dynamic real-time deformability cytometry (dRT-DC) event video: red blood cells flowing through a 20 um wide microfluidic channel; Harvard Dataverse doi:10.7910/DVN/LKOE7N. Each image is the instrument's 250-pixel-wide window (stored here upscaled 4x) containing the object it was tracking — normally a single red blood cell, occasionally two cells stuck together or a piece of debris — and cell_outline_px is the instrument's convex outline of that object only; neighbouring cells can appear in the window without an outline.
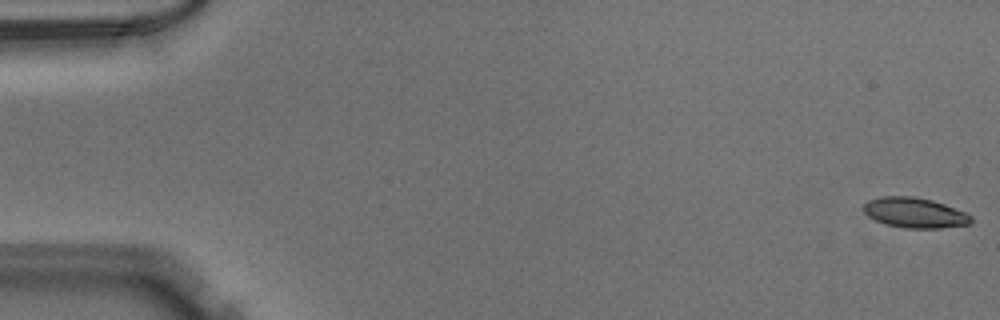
{"species": "Egyptian fruit bat (a non-hibernating species)", "species_latin": "Rousettus aegyptiacus", "temperature_condition": "warm", "stored_images_in_passage": 46, "camera_frame_rate_fps": 3000, "um_per_image_px": 0.085, "animal": {"sex": "male"}, "frame": {"image": 1, "passage_image": 1, "time_ms": 0.0, "image_size_px": [1000, 320], "cell_outline_px": [[972, 220], [968, 224], [940, 228], [904, 228], [884, 224], [868, 216], [864, 212], [864, 204], [868, 200], [880, 196], [912, 196], [932, 200], [944, 204], [964, 212], [972, 216]], "centroid_in_image_um": [77.72, 18.08], "position_along_channel_um": 7.3, "area_um2": 18.84}}
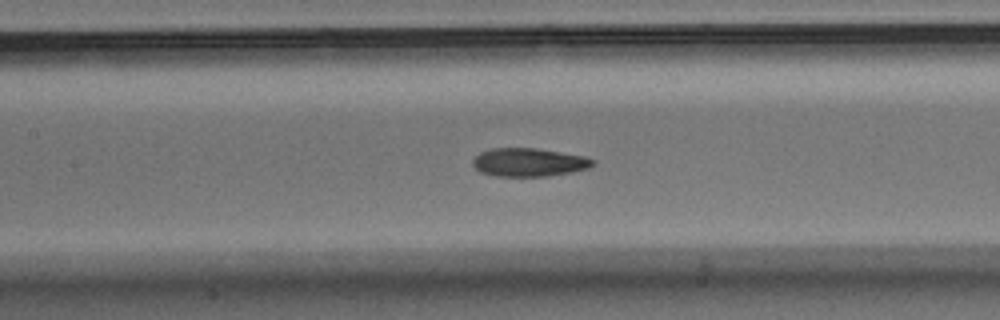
{"frame": {"image": 2, "passage_image": 24, "time_ms": 7.667, "image_size_px": [1000, 320], "cell_outline_px": [[596, 164], [588, 168], [572, 172], [548, 176], [496, 176], [480, 172], [472, 164], [472, 160], [480, 152], [492, 148], [536, 148], [584, 156], [596, 160]], "centroid_in_image_um": [44.97, 13.79], "position_along_channel_um": 162.4, "area_um2": 19.88}}
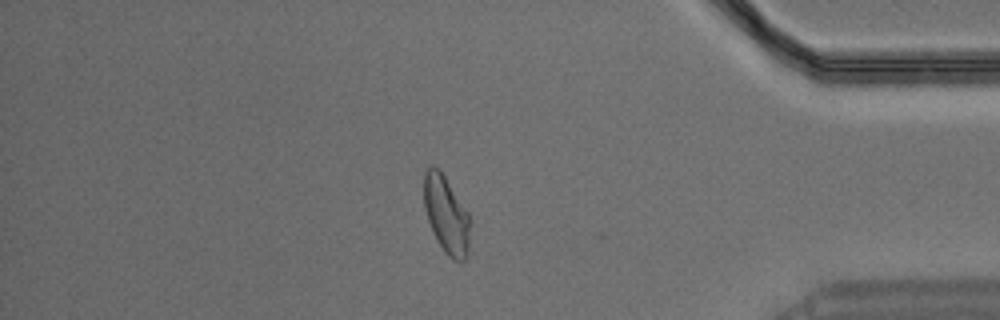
{"frame": {"image": 3, "passage_image": 44, "time_ms": 14.333, "image_size_px": [1000, 320], "cell_outline_px": [[472, 220], [468, 256], [464, 260], [452, 260], [444, 252], [436, 240], [432, 232], [424, 208], [424, 172], [432, 164], [444, 176], [468, 212]], "centroid_in_image_um": [37.96, 18.31], "position_along_channel_um": 397.2, "area_um2": 21.1}}